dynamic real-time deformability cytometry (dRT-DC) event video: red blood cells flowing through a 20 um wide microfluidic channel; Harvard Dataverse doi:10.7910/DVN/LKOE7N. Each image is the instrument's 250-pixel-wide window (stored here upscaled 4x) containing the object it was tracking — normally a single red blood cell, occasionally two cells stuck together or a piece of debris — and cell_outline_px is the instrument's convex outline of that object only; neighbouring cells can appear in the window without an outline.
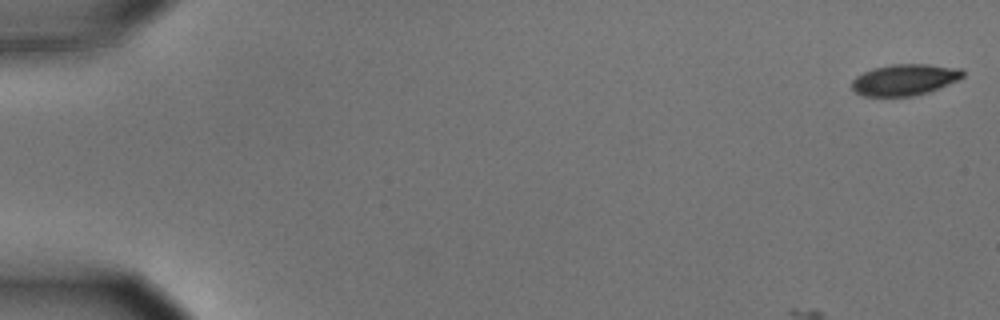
{"species": "common noctule bat (a hibernating species)", "species_latin": "Nyctalus noctula", "temperature_condition": "cold", "stored_images_in_passage": 25, "camera_frame_rate_fps": 3000, "um_per_image_px": 0.085, "animal": {"sex": "male", "body_mass_g": 15.6}, "frame": {"image": 1, "passage_image": 1, "time_ms": 0.0, "image_size_px": [1000, 320], "cell_outline_px": [[964, 76], [948, 84], [928, 92], [912, 96], [864, 96], [856, 92], [852, 88], [852, 80], [856, 76], [872, 68], [892, 64], [928, 64], [960, 68], [964, 72]], "centroid_in_image_um": [76.88, 6.77], "position_along_channel_um": 8.1, "area_um2": 20.11}}
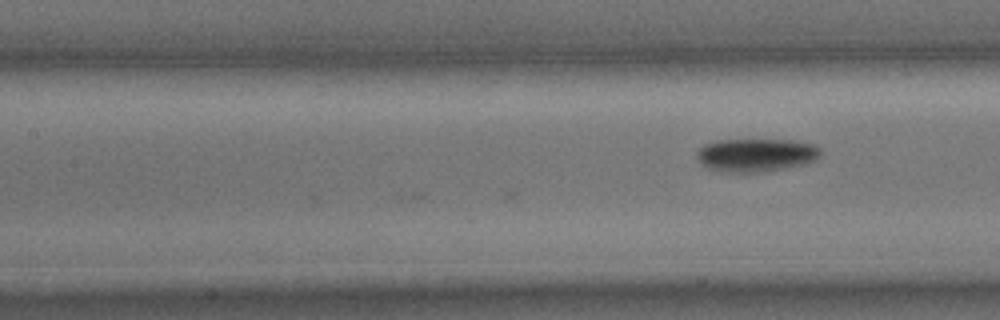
{"frame": {"image": 2, "passage_image": 25, "time_ms": 8.0, "image_size_px": [1000, 320], "cell_outline_px": [[820, 156], [816, 160], [804, 164], [784, 168], [756, 172], [724, 172], [708, 168], [700, 164], [696, 160], [696, 152], [704, 144], [716, 140], [792, 140], [816, 144], [820, 148]], "centroid_in_image_um": [64.24, 13.17], "position_along_channel_um": 143.2, "area_um2": 24.1}}